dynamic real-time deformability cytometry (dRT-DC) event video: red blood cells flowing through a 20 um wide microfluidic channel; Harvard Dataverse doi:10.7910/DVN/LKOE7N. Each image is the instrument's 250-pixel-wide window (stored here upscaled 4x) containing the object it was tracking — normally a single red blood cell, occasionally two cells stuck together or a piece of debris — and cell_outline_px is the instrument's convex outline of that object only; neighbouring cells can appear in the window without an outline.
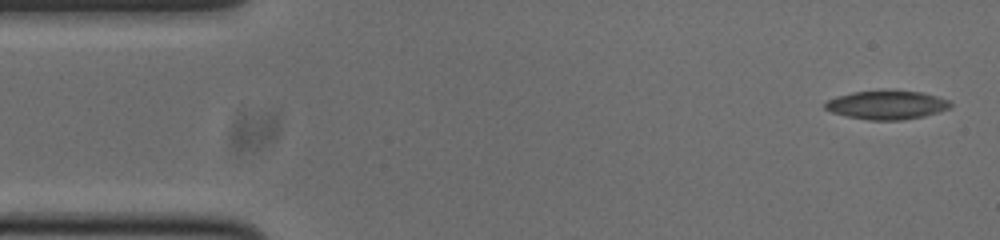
{"species": "common noctule bat (a hibernating species)", "species_latin": "Nyctalus noctula", "temperature_condition": "cold", "stored_images_in_passage": 13, "camera_frame_rate_fps": 3000, "um_per_image_px": 0.085, "animal": {"sex": "male", "body_mass_g": 20.0, "forearm_length_mm": 53.3}, "frame": {"image": 1, "passage_image": 1, "time_ms": 0.0, "image_size_px": [1000, 240], "cell_outline_px": [[952, 104], [948, 108], [940, 112], [924, 116], [900, 120], [868, 120], [848, 116], [832, 112], [824, 108], [824, 104], [828, 100], [836, 96], [852, 92], [920, 92], [936, 96], [948, 100]], "centroid_in_image_um": [75.36, 8.94], "position_along_channel_um": 9.6, "area_um2": 20.4}}